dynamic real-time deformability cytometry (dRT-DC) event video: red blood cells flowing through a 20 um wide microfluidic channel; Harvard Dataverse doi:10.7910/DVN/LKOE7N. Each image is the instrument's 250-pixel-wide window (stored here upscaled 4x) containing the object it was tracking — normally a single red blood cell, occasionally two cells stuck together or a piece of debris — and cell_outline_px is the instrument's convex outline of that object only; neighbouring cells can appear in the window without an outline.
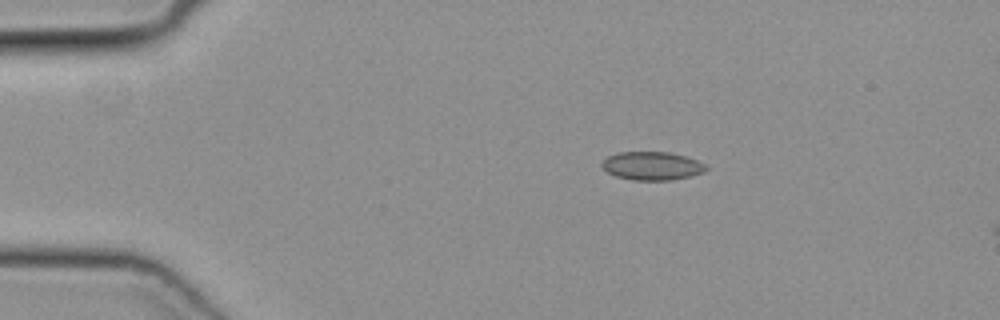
{"species": "common noctule bat (a hibernating species)", "species_latin": "Nyctalus noctula", "temperature_condition": "cold", "stored_images_in_passage": 7, "camera_frame_rate_fps": 3000, "um_per_image_px": 0.085, "animal": {"sex": "female", "body_mass_g": 19.3, "forearm_length_mm": 54.1}, "frame": {"image": 1, "passage_image": 1, "time_ms": 0.0, "image_size_px": [1000, 320], "cell_outline_px": [[708, 168], [704, 172], [672, 180], [632, 180], [616, 176], [608, 172], [600, 164], [608, 156], [620, 152], [668, 152], [684, 156], [696, 160], [704, 164]], "centroid_in_image_um": [55.41, 14.1], "position_along_channel_um": 29.6, "area_um2": 16.99}}